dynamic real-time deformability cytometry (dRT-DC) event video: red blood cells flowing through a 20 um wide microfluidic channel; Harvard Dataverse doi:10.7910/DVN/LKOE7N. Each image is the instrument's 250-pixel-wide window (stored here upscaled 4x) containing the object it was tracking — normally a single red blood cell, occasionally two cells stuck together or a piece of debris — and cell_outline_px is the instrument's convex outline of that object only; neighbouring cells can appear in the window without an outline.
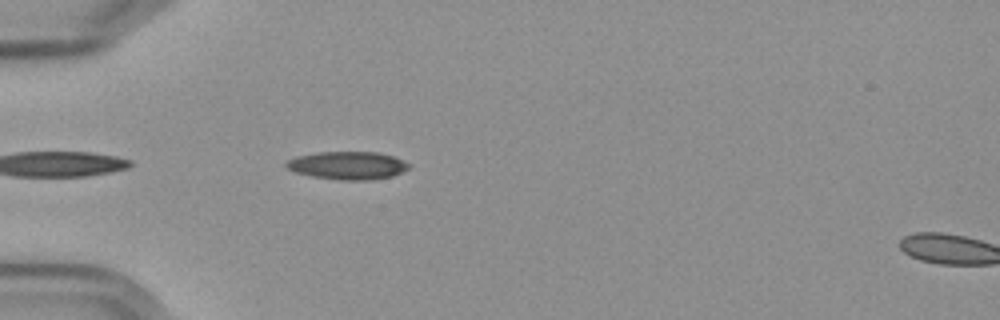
{"species": "Egyptian fruit bat (a non-hibernating species)", "species_latin": "Rousettus aegyptiacus", "temperature_condition": "cold", "stored_images_in_passage": 7, "camera_frame_rate_fps": 3000, "um_per_image_px": 0.085, "frame": {"image": 1, "passage_image": 3, "time_ms": 0.667, "image_size_px": [1000, 320], "cell_outline_px": [[408, 168], [392, 176], [368, 180], [344, 180], [312, 176], [296, 172], [288, 168], [284, 164], [288, 160], [296, 156], [320, 152], [376, 152], [392, 156], [408, 164]], "centroid_in_image_um": [29.51, 14.06], "position_along_channel_um": 55.5, "area_um2": 19.54}}